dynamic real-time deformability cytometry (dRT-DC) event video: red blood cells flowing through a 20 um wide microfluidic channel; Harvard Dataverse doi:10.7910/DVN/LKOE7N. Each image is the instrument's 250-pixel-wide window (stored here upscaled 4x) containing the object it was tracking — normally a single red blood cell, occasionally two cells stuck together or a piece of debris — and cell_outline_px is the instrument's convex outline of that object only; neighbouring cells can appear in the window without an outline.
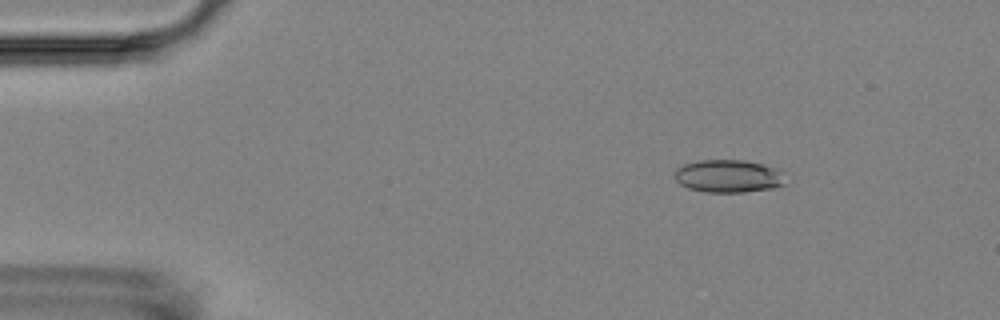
{"species": "Egyptian fruit bat (a non-hibernating species)", "species_latin": "Rousettus aegyptiacus", "temperature_condition": "room temperature", "stored_images_in_passage": 9, "camera_frame_rate_fps": 3000, "um_per_image_px": 0.085, "animal": {"sex": "female"}, "frame": {"image": 1, "passage_image": 2, "time_ms": 1.333, "image_size_px": [1000, 320], "cell_outline_px": [[784, 184], [772, 188], [744, 192], [708, 192], [688, 188], [680, 184], [676, 180], [676, 168], [684, 164], [700, 160], [744, 160], [764, 164], [780, 168], [784, 172]], "centroid_in_image_um": [61.96, 14.96], "position_along_channel_um": 23.0, "area_um2": 21.27}}
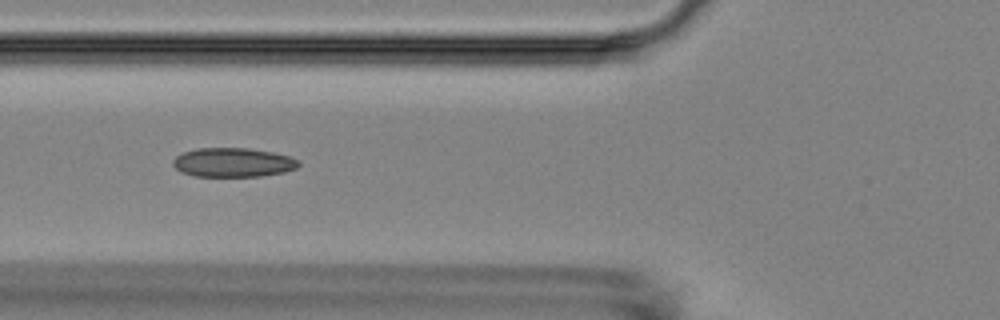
{"frame": {"image": 2, "passage_image": 6, "time_ms": 5.667, "image_size_px": [1000, 320], "cell_outline_px": [[300, 164], [296, 168], [284, 172], [260, 176], [196, 176], [180, 172], [172, 164], [172, 160], [176, 156], [184, 152], [196, 148], [248, 148], [272, 152], [288, 156], [296, 160]], "centroid_in_image_um": [19.77, 13.8], "position_along_channel_um": 106.0, "area_um2": 21.21}}
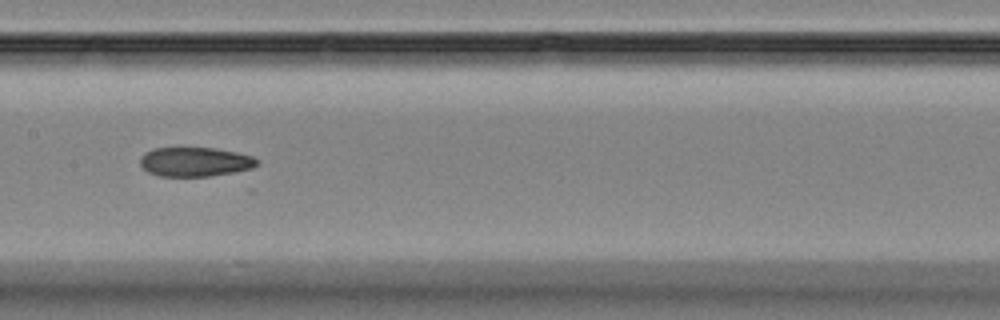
{"frame": {"image": 3, "passage_image": 8, "time_ms": 8.0, "image_size_px": [1000, 320], "cell_outline_px": [[260, 164], [252, 168], [236, 172], [208, 176], [160, 176], [148, 172], [140, 164], [140, 156], [144, 152], [152, 148], [216, 148], [236, 152], [252, 156], [260, 160]], "centroid_in_image_um": [16.6, 13.75], "position_along_channel_um": 190.8, "area_um2": 20.11}}